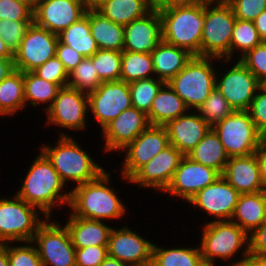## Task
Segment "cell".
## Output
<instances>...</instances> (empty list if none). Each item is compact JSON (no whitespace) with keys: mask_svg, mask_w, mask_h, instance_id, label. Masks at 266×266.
Returning a JSON list of instances; mask_svg holds the SVG:
<instances>
[{"mask_svg":"<svg viewBox=\"0 0 266 266\" xmlns=\"http://www.w3.org/2000/svg\"><path fill=\"white\" fill-rule=\"evenodd\" d=\"M155 77L169 82L180 72L193 55L186 49L161 41L151 52Z\"/></svg>","mask_w":266,"mask_h":266,"instance_id":"26","label":"cell"},{"mask_svg":"<svg viewBox=\"0 0 266 266\" xmlns=\"http://www.w3.org/2000/svg\"><path fill=\"white\" fill-rule=\"evenodd\" d=\"M31 23L33 21L0 20V37L13 53L19 48Z\"/></svg>","mask_w":266,"mask_h":266,"instance_id":"43","label":"cell"},{"mask_svg":"<svg viewBox=\"0 0 266 266\" xmlns=\"http://www.w3.org/2000/svg\"><path fill=\"white\" fill-rule=\"evenodd\" d=\"M202 0H152L154 9H164L174 5H190Z\"/></svg>","mask_w":266,"mask_h":266,"instance_id":"53","label":"cell"},{"mask_svg":"<svg viewBox=\"0 0 266 266\" xmlns=\"http://www.w3.org/2000/svg\"><path fill=\"white\" fill-rule=\"evenodd\" d=\"M266 191L240 194L231 221L248 235L264 223Z\"/></svg>","mask_w":266,"mask_h":266,"instance_id":"27","label":"cell"},{"mask_svg":"<svg viewBox=\"0 0 266 266\" xmlns=\"http://www.w3.org/2000/svg\"><path fill=\"white\" fill-rule=\"evenodd\" d=\"M23 79L25 106L29 102L33 108L44 104V111H47L53 104L61 87L56 83L40 78L34 72H23Z\"/></svg>","mask_w":266,"mask_h":266,"instance_id":"34","label":"cell"},{"mask_svg":"<svg viewBox=\"0 0 266 266\" xmlns=\"http://www.w3.org/2000/svg\"><path fill=\"white\" fill-rule=\"evenodd\" d=\"M236 17L225 0H204V27L200 56L230 61V43Z\"/></svg>","mask_w":266,"mask_h":266,"instance_id":"6","label":"cell"},{"mask_svg":"<svg viewBox=\"0 0 266 266\" xmlns=\"http://www.w3.org/2000/svg\"><path fill=\"white\" fill-rule=\"evenodd\" d=\"M162 20V40L200 56L204 27V0L190 5H174L158 10Z\"/></svg>","mask_w":266,"mask_h":266,"instance_id":"5","label":"cell"},{"mask_svg":"<svg viewBox=\"0 0 266 266\" xmlns=\"http://www.w3.org/2000/svg\"><path fill=\"white\" fill-rule=\"evenodd\" d=\"M108 256V246L76 249V266H99Z\"/></svg>","mask_w":266,"mask_h":266,"instance_id":"49","label":"cell"},{"mask_svg":"<svg viewBox=\"0 0 266 266\" xmlns=\"http://www.w3.org/2000/svg\"><path fill=\"white\" fill-rule=\"evenodd\" d=\"M90 32L99 49L123 51L124 26L112 22L96 9H88Z\"/></svg>","mask_w":266,"mask_h":266,"instance_id":"29","label":"cell"},{"mask_svg":"<svg viewBox=\"0 0 266 266\" xmlns=\"http://www.w3.org/2000/svg\"><path fill=\"white\" fill-rule=\"evenodd\" d=\"M33 9L21 0H0V20L33 21Z\"/></svg>","mask_w":266,"mask_h":266,"instance_id":"46","label":"cell"},{"mask_svg":"<svg viewBox=\"0 0 266 266\" xmlns=\"http://www.w3.org/2000/svg\"><path fill=\"white\" fill-rule=\"evenodd\" d=\"M152 0H108L96 10L112 22L126 26L153 10Z\"/></svg>","mask_w":266,"mask_h":266,"instance_id":"30","label":"cell"},{"mask_svg":"<svg viewBox=\"0 0 266 266\" xmlns=\"http://www.w3.org/2000/svg\"><path fill=\"white\" fill-rule=\"evenodd\" d=\"M165 126L149 125L126 148L122 160L121 178L128 180L140 167L169 146Z\"/></svg>","mask_w":266,"mask_h":266,"instance_id":"15","label":"cell"},{"mask_svg":"<svg viewBox=\"0 0 266 266\" xmlns=\"http://www.w3.org/2000/svg\"><path fill=\"white\" fill-rule=\"evenodd\" d=\"M58 35L31 23L19 48L14 52L15 70L33 72L50 58L56 56Z\"/></svg>","mask_w":266,"mask_h":266,"instance_id":"13","label":"cell"},{"mask_svg":"<svg viewBox=\"0 0 266 266\" xmlns=\"http://www.w3.org/2000/svg\"><path fill=\"white\" fill-rule=\"evenodd\" d=\"M162 247L153 243L151 266H205L198 247Z\"/></svg>","mask_w":266,"mask_h":266,"instance_id":"32","label":"cell"},{"mask_svg":"<svg viewBox=\"0 0 266 266\" xmlns=\"http://www.w3.org/2000/svg\"><path fill=\"white\" fill-rule=\"evenodd\" d=\"M213 130L218 134L229 157L254 154L264 138L247 111H234L219 121Z\"/></svg>","mask_w":266,"mask_h":266,"instance_id":"9","label":"cell"},{"mask_svg":"<svg viewBox=\"0 0 266 266\" xmlns=\"http://www.w3.org/2000/svg\"><path fill=\"white\" fill-rule=\"evenodd\" d=\"M132 228L122 226L111 229L108 241V256L128 266H151L153 243Z\"/></svg>","mask_w":266,"mask_h":266,"instance_id":"18","label":"cell"},{"mask_svg":"<svg viewBox=\"0 0 266 266\" xmlns=\"http://www.w3.org/2000/svg\"><path fill=\"white\" fill-rule=\"evenodd\" d=\"M89 112L101 130L122 111L132 107L129 83L122 80L102 82L88 93Z\"/></svg>","mask_w":266,"mask_h":266,"instance_id":"14","label":"cell"},{"mask_svg":"<svg viewBox=\"0 0 266 266\" xmlns=\"http://www.w3.org/2000/svg\"><path fill=\"white\" fill-rule=\"evenodd\" d=\"M220 176L217 170L183 156L172 181L163 193L180 197L188 203L200 190L212 184Z\"/></svg>","mask_w":266,"mask_h":266,"instance_id":"19","label":"cell"},{"mask_svg":"<svg viewBox=\"0 0 266 266\" xmlns=\"http://www.w3.org/2000/svg\"><path fill=\"white\" fill-rule=\"evenodd\" d=\"M164 83L156 77L129 83L132 107L147 115L151 109L153 99Z\"/></svg>","mask_w":266,"mask_h":266,"instance_id":"38","label":"cell"},{"mask_svg":"<svg viewBox=\"0 0 266 266\" xmlns=\"http://www.w3.org/2000/svg\"><path fill=\"white\" fill-rule=\"evenodd\" d=\"M155 76L151 53L122 51L120 80L131 83Z\"/></svg>","mask_w":266,"mask_h":266,"instance_id":"36","label":"cell"},{"mask_svg":"<svg viewBox=\"0 0 266 266\" xmlns=\"http://www.w3.org/2000/svg\"><path fill=\"white\" fill-rule=\"evenodd\" d=\"M101 83L92 59L85 57L70 71L67 86L88 94L97 89Z\"/></svg>","mask_w":266,"mask_h":266,"instance_id":"40","label":"cell"},{"mask_svg":"<svg viewBox=\"0 0 266 266\" xmlns=\"http://www.w3.org/2000/svg\"><path fill=\"white\" fill-rule=\"evenodd\" d=\"M85 0H39L33 9V22L59 35L86 15Z\"/></svg>","mask_w":266,"mask_h":266,"instance_id":"16","label":"cell"},{"mask_svg":"<svg viewBox=\"0 0 266 266\" xmlns=\"http://www.w3.org/2000/svg\"><path fill=\"white\" fill-rule=\"evenodd\" d=\"M29 166L24 180L20 179L22 185L15 194L37 207L46 217L52 218V208L69 205L70 191L63 192L66 184L41 151Z\"/></svg>","mask_w":266,"mask_h":266,"instance_id":"1","label":"cell"},{"mask_svg":"<svg viewBox=\"0 0 266 266\" xmlns=\"http://www.w3.org/2000/svg\"><path fill=\"white\" fill-rule=\"evenodd\" d=\"M105 1L108 0H85L88 9H97Z\"/></svg>","mask_w":266,"mask_h":266,"instance_id":"60","label":"cell"},{"mask_svg":"<svg viewBox=\"0 0 266 266\" xmlns=\"http://www.w3.org/2000/svg\"><path fill=\"white\" fill-rule=\"evenodd\" d=\"M261 42L262 40L259 38L254 22L236 18L232 32V40L230 43V61L228 62V60L221 59L220 62L225 61V63L229 64L233 61V56L236 55L234 53L238 52L240 55L236 60H239L248 51L259 45Z\"/></svg>","mask_w":266,"mask_h":266,"instance_id":"37","label":"cell"},{"mask_svg":"<svg viewBox=\"0 0 266 266\" xmlns=\"http://www.w3.org/2000/svg\"><path fill=\"white\" fill-rule=\"evenodd\" d=\"M99 266H128L124 262L107 256L106 259Z\"/></svg>","mask_w":266,"mask_h":266,"instance_id":"59","label":"cell"},{"mask_svg":"<svg viewBox=\"0 0 266 266\" xmlns=\"http://www.w3.org/2000/svg\"><path fill=\"white\" fill-rule=\"evenodd\" d=\"M21 244L7 243L9 266H42L36 246L31 241Z\"/></svg>","mask_w":266,"mask_h":266,"instance_id":"42","label":"cell"},{"mask_svg":"<svg viewBox=\"0 0 266 266\" xmlns=\"http://www.w3.org/2000/svg\"><path fill=\"white\" fill-rule=\"evenodd\" d=\"M33 72L46 81L58 84L61 88L68 85L69 73L56 56L47 60Z\"/></svg>","mask_w":266,"mask_h":266,"instance_id":"45","label":"cell"},{"mask_svg":"<svg viewBox=\"0 0 266 266\" xmlns=\"http://www.w3.org/2000/svg\"><path fill=\"white\" fill-rule=\"evenodd\" d=\"M25 107L23 72L15 70L0 82V117L14 116Z\"/></svg>","mask_w":266,"mask_h":266,"instance_id":"33","label":"cell"},{"mask_svg":"<svg viewBox=\"0 0 266 266\" xmlns=\"http://www.w3.org/2000/svg\"><path fill=\"white\" fill-rule=\"evenodd\" d=\"M239 266H266V256L249 253Z\"/></svg>","mask_w":266,"mask_h":266,"instance_id":"56","label":"cell"},{"mask_svg":"<svg viewBox=\"0 0 266 266\" xmlns=\"http://www.w3.org/2000/svg\"><path fill=\"white\" fill-rule=\"evenodd\" d=\"M0 58H14V53L0 37Z\"/></svg>","mask_w":266,"mask_h":266,"instance_id":"57","label":"cell"},{"mask_svg":"<svg viewBox=\"0 0 266 266\" xmlns=\"http://www.w3.org/2000/svg\"><path fill=\"white\" fill-rule=\"evenodd\" d=\"M249 253L266 256V224H262L249 235Z\"/></svg>","mask_w":266,"mask_h":266,"instance_id":"51","label":"cell"},{"mask_svg":"<svg viewBox=\"0 0 266 266\" xmlns=\"http://www.w3.org/2000/svg\"><path fill=\"white\" fill-rule=\"evenodd\" d=\"M229 66L222 74L216 72L215 87L225 97L234 111H247L262 84L253 73L240 61ZM220 78V79H219Z\"/></svg>","mask_w":266,"mask_h":266,"instance_id":"12","label":"cell"},{"mask_svg":"<svg viewBox=\"0 0 266 266\" xmlns=\"http://www.w3.org/2000/svg\"><path fill=\"white\" fill-rule=\"evenodd\" d=\"M253 75L264 84L266 81V42L262 41L259 45L248 51L239 59Z\"/></svg>","mask_w":266,"mask_h":266,"instance_id":"44","label":"cell"},{"mask_svg":"<svg viewBox=\"0 0 266 266\" xmlns=\"http://www.w3.org/2000/svg\"><path fill=\"white\" fill-rule=\"evenodd\" d=\"M65 222L76 249L91 246H108L112 227L104 221L77 217L69 213Z\"/></svg>","mask_w":266,"mask_h":266,"instance_id":"25","label":"cell"},{"mask_svg":"<svg viewBox=\"0 0 266 266\" xmlns=\"http://www.w3.org/2000/svg\"><path fill=\"white\" fill-rule=\"evenodd\" d=\"M263 224H266V212H265V218H264V223Z\"/></svg>","mask_w":266,"mask_h":266,"instance_id":"62","label":"cell"},{"mask_svg":"<svg viewBox=\"0 0 266 266\" xmlns=\"http://www.w3.org/2000/svg\"><path fill=\"white\" fill-rule=\"evenodd\" d=\"M214 60L219 62L221 59L193 56L187 65L167 82L189 110L196 111L200 108L215 88L217 68L213 66Z\"/></svg>","mask_w":266,"mask_h":266,"instance_id":"7","label":"cell"},{"mask_svg":"<svg viewBox=\"0 0 266 266\" xmlns=\"http://www.w3.org/2000/svg\"><path fill=\"white\" fill-rule=\"evenodd\" d=\"M90 58L102 82L120 80L122 51L98 49Z\"/></svg>","mask_w":266,"mask_h":266,"instance_id":"39","label":"cell"},{"mask_svg":"<svg viewBox=\"0 0 266 266\" xmlns=\"http://www.w3.org/2000/svg\"><path fill=\"white\" fill-rule=\"evenodd\" d=\"M200 117L213 128L219 121L234 112L225 97L215 87L205 102L196 110Z\"/></svg>","mask_w":266,"mask_h":266,"instance_id":"41","label":"cell"},{"mask_svg":"<svg viewBox=\"0 0 266 266\" xmlns=\"http://www.w3.org/2000/svg\"><path fill=\"white\" fill-rule=\"evenodd\" d=\"M201 229L199 247L205 266L217 265L216 259L231 261L241 252V259L230 264L239 266L249 255V235L233 221H208Z\"/></svg>","mask_w":266,"mask_h":266,"instance_id":"4","label":"cell"},{"mask_svg":"<svg viewBox=\"0 0 266 266\" xmlns=\"http://www.w3.org/2000/svg\"><path fill=\"white\" fill-rule=\"evenodd\" d=\"M162 41V20L157 9L124 26L123 50L151 53Z\"/></svg>","mask_w":266,"mask_h":266,"instance_id":"22","label":"cell"},{"mask_svg":"<svg viewBox=\"0 0 266 266\" xmlns=\"http://www.w3.org/2000/svg\"><path fill=\"white\" fill-rule=\"evenodd\" d=\"M47 126L55 125L65 131H85L89 113L88 94L68 86L62 87L51 107L45 112Z\"/></svg>","mask_w":266,"mask_h":266,"instance_id":"11","label":"cell"},{"mask_svg":"<svg viewBox=\"0 0 266 266\" xmlns=\"http://www.w3.org/2000/svg\"><path fill=\"white\" fill-rule=\"evenodd\" d=\"M221 175L240 194L264 191L255 153L249 156L229 157Z\"/></svg>","mask_w":266,"mask_h":266,"instance_id":"24","label":"cell"},{"mask_svg":"<svg viewBox=\"0 0 266 266\" xmlns=\"http://www.w3.org/2000/svg\"><path fill=\"white\" fill-rule=\"evenodd\" d=\"M183 156L173 145H169L140 167L126 182L134 183L142 189L154 188L163 193L172 181Z\"/></svg>","mask_w":266,"mask_h":266,"instance_id":"17","label":"cell"},{"mask_svg":"<svg viewBox=\"0 0 266 266\" xmlns=\"http://www.w3.org/2000/svg\"><path fill=\"white\" fill-rule=\"evenodd\" d=\"M259 38L266 42V9L253 21Z\"/></svg>","mask_w":266,"mask_h":266,"instance_id":"55","label":"cell"},{"mask_svg":"<svg viewBox=\"0 0 266 266\" xmlns=\"http://www.w3.org/2000/svg\"><path fill=\"white\" fill-rule=\"evenodd\" d=\"M165 128L168 133L169 144L187 156L211 127L200 117L197 111L191 110V112L188 111L186 114L169 121Z\"/></svg>","mask_w":266,"mask_h":266,"instance_id":"23","label":"cell"},{"mask_svg":"<svg viewBox=\"0 0 266 266\" xmlns=\"http://www.w3.org/2000/svg\"><path fill=\"white\" fill-rule=\"evenodd\" d=\"M260 167V177L264 191H266V137H264L255 152Z\"/></svg>","mask_w":266,"mask_h":266,"instance_id":"52","label":"cell"},{"mask_svg":"<svg viewBox=\"0 0 266 266\" xmlns=\"http://www.w3.org/2000/svg\"><path fill=\"white\" fill-rule=\"evenodd\" d=\"M188 111L184 101L165 82L153 99L147 118L150 125L165 126L169 121L186 114Z\"/></svg>","mask_w":266,"mask_h":266,"instance_id":"28","label":"cell"},{"mask_svg":"<svg viewBox=\"0 0 266 266\" xmlns=\"http://www.w3.org/2000/svg\"><path fill=\"white\" fill-rule=\"evenodd\" d=\"M47 218L16 194L13 198L0 197V244L32 241Z\"/></svg>","mask_w":266,"mask_h":266,"instance_id":"8","label":"cell"},{"mask_svg":"<svg viewBox=\"0 0 266 266\" xmlns=\"http://www.w3.org/2000/svg\"><path fill=\"white\" fill-rule=\"evenodd\" d=\"M149 125L144 112L134 107L122 111L100 130L101 138L104 140V152L122 151Z\"/></svg>","mask_w":266,"mask_h":266,"instance_id":"21","label":"cell"},{"mask_svg":"<svg viewBox=\"0 0 266 266\" xmlns=\"http://www.w3.org/2000/svg\"><path fill=\"white\" fill-rule=\"evenodd\" d=\"M50 219H45L31 241L36 246L42 266H76V248L67 227Z\"/></svg>","mask_w":266,"mask_h":266,"instance_id":"10","label":"cell"},{"mask_svg":"<svg viewBox=\"0 0 266 266\" xmlns=\"http://www.w3.org/2000/svg\"><path fill=\"white\" fill-rule=\"evenodd\" d=\"M193 161L223 173L229 160L218 134L210 128L204 138L187 155Z\"/></svg>","mask_w":266,"mask_h":266,"instance_id":"31","label":"cell"},{"mask_svg":"<svg viewBox=\"0 0 266 266\" xmlns=\"http://www.w3.org/2000/svg\"><path fill=\"white\" fill-rule=\"evenodd\" d=\"M110 176V172L105 170L96 179L73 186L68 205L70 214L100 221L125 217L126 205L109 185L112 181Z\"/></svg>","mask_w":266,"mask_h":266,"instance_id":"2","label":"cell"},{"mask_svg":"<svg viewBox=\"0 0 266 266\" xmlns=\"http://www.w3.org/2000/svg\"><path fill=\"white\" fill-rule=\"evenodd\" d=\"M240 193L221 175L216 181L200 190L188 203L194 210H202L212 221L231 220Z\"/></svg>","mask_w":266,"mask_h":266,"instance_id":"20","label":"cell"},{"mask_svg":"<svg viewBox=\"0 0 266 266\" xmlns=\"http://www.w3.org/2000/svg\"><path fill=\"white\" fill-rule=\"evenodd\" d=\"M0 266H9V259L7 256V243L0 244Z\"/></svg>","mask_w":266,"mask_h":266,"instance_id":"58","label":"cell"},{"mask_svg":"<svg viewBox=\"0 0 266 266\" xmlns=\"http://www.w3.org/2000/svg\"><path fill=\"white\" fill-rule=\"evenodd\" d=\"M14 71V58H0V82Z\"/></svg>","mask_w":266,"mask_h":266,"instance_id":"54","label":"cell"},{"mask_svg":"<svg viewBox=\"0 0 266 266\" xmlns=\"http://www.w3.org/2000/svg\"><path fill=\"white\" fill-rule=\"evenodd\" d=\"M58 40L84 57H91L99 48L91 35L89 17L85 15L58 35Z\"/></svg>","mask_w":266,"mask_h":266,"instance_id":"35","label":"cell"},{"mask_svg":"<svg viewBox=\"0 0 266 266\" xmlns=\"http://www.w3.org/2000/svg\"><path fill=\"white\" fill-rule=\"evenodd\" d=\"M237 19L254 21L266 9V0H225Z\"/></svg>","mask_w":266,"mask_h":266,"instance_id":"47","label":"cell"},{"mask_svg":"<svg viewBox=\"0 0 266 266\" xmlns=\"http://www.w3.org/2000/svg\"><path fill=\"white\" fill-rule=\"evenodd\" d=\"M247 112L257 130L266 137V85H260Z\"/></svg>","mask_w":266,"mask_h":266,"instance_id":"48","label":"cell"},{"mask_svg":"<svg viewBox=\"0 0 266 266\" xmlns=\"http://www.w3.org/2000/svg\"><path fill=\"white\" fill-rule=\"evenodd\" d=\"M26 2L27 4H29L31 7H35L37 5V3L39 2V0H21Z\"/></svg>","mask_w":266,"mask_h":266,"instance_id":"61","label":"cell"},{"mask_svg":"<svg viewBox=\"0 0 266 266\" xmlns=\"http://www.w3.org/2000/svg\"><path fill=\"white\" fill-rule=\"evenodd\" d=\"M56 141L54 147L48 143L39 147L65 184L70 181L77 186L96 179L105 171L71 134L61 131Z\"/></svg>","mask_w":266,"mask_h":266,"instance_id":"3","label":"cell"},{"mask_svg":"<svg viewBox=\"0 0 266 266\" xmlns=\"http://www.w3.org/2000/svg\"><path fill=\"white\" fill-rule=\"evenodd\" d=\"M56 57L64 64L68 73L72 71L85 57L68 45L58 40Z\"/></svg>","mask_w":266,"mask_h":266,"instance_id":"50","label":"cell"}]
</instances>
